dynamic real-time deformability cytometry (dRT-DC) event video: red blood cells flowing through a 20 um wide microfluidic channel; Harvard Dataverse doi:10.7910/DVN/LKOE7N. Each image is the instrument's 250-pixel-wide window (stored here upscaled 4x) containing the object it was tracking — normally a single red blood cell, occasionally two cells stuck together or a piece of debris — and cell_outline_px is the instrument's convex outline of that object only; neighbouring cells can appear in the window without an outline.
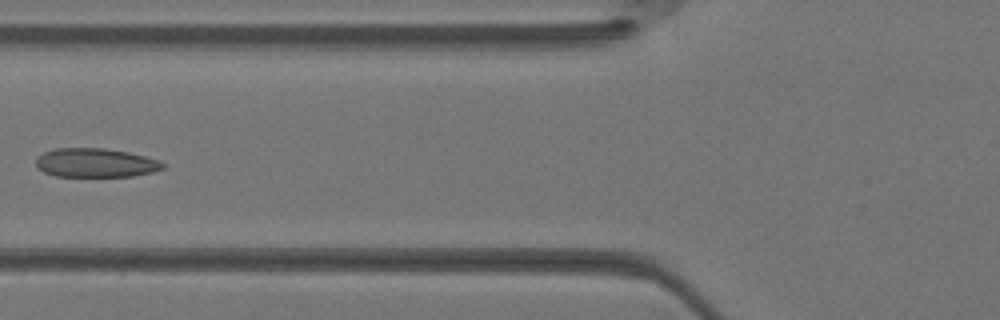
{"species": "Egyptian fruit bat (a non-hibernating species)", "species_latin": "Rousettus aegyptiacus", "temperature_condition": "warm", "stored_images_in_passage": 35, "camera_frame_rate_fps": 3000, "um_per_image_px": 0.085, "animal": {"sex": "female"}, "frame": {"image": 1, "passage_image": 14, "time_ms": 4.333, "image_size_px": [1000, 320], "cell_outline_px": [[164, 168], [152, 172], [132, 176], [56, 176], [44, 172], [36, 168], [36, 156], [44, 152], [56, 148], [104, 148], [128, 152], [160, 160], [164, 164]], "centroid_in_image_um": [8.1, 13.83], "position_along_channel_um": 117.7, "area_um2": 21.44}}
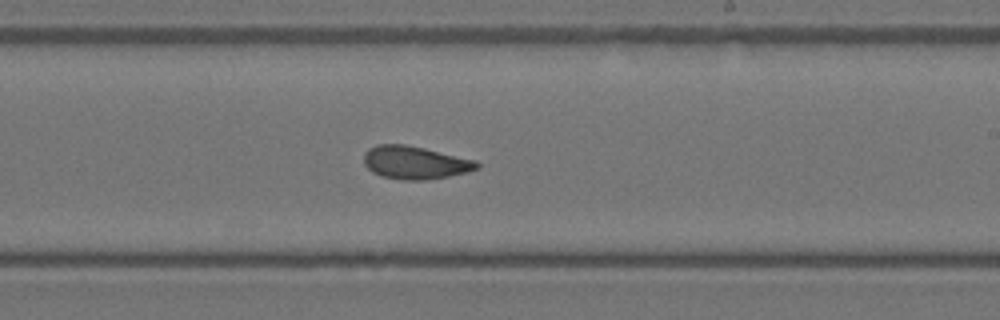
{"frame": {"image": 2, "passage_image": 21, "time_ms": 6.667, "image_size_px": [1000, 320], "cell_outline_px": [[480, 168], [468, 172], [448, 176], [424, 180], [400, 180], [380, 176], [372, 172], [364, 164], [364, 152], [368, 148], [376, 144], [404, 144], [424, 148], [476, 160], [480, 164]], "centroid_in_image_um": [35.26, 13.82], "position_along_channel_um": 253.7, "area_um2": 21.91}}
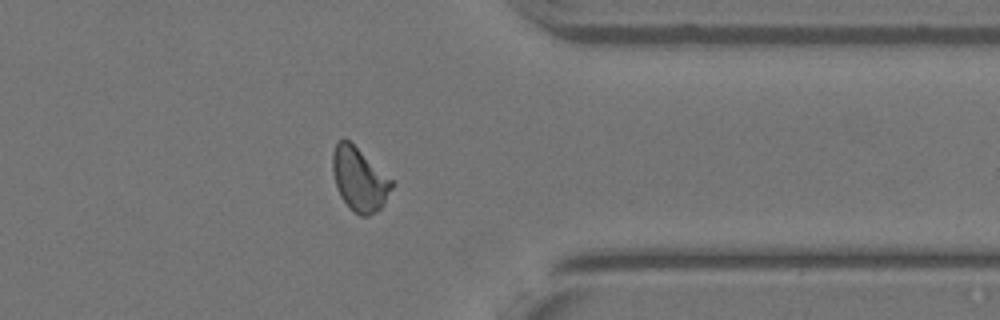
{"frame": {"image": 3, "passage_image": 28, "time_ms": 9.0, "image_size_px": [1000, 320], "cell_outline_px": [[392, 188], [384, 204], [376, 212], [368, 216], [360, 216], [352, 212], [348, 208], [340, 196], [336, 188], [332, 172], [332, 152], [336, 144], [344, 136], [392, 180]], "centroid_in_image_um": [30.51, 15.27], "position_along_channel_um": 380.9, "area_um2": 21.91}}